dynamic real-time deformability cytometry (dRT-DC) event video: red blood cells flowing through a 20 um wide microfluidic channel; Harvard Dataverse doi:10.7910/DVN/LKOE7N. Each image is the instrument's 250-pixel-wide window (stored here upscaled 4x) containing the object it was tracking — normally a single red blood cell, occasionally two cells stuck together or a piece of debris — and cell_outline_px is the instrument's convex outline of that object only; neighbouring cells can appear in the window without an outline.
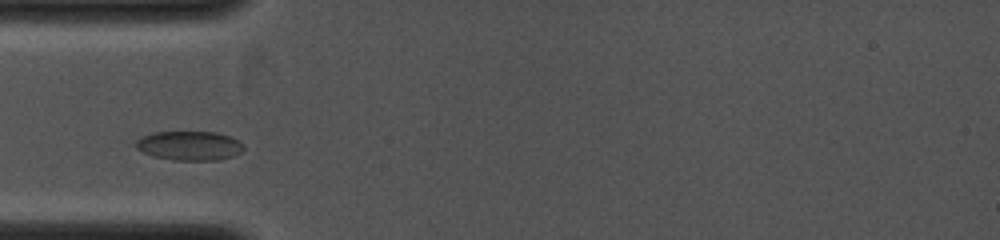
{"species": "common noctule bat (a hibernating species)", "species_latin": "Nyctalus noctula", "temperature_condition": "cold", "stored_images_in_passage": 28, "camera_frame_rate_fps": 4000, "um_per_image_px": 0.085, "animal": {"sex": "female", "body_mass_g": 19.0, "forearm_length_mm": 53.3}, "frame": {"image": 1, "passage_image": 8, "time_ms": 1.5, "image_size_px": [1000, 240], "cell_outline_px": [[244, 148], [240, 152], [232, 156], [220, 160], [176, 160], [152, 156], [136, 148], [136, 140], [140, 136], [156, 132], [216, 132], [228, 136], [244, 144]], "centroid_in_image_um": [16.09, 12.38], "position_along_channel_um": 68.9, "area_um2": 18.26}}
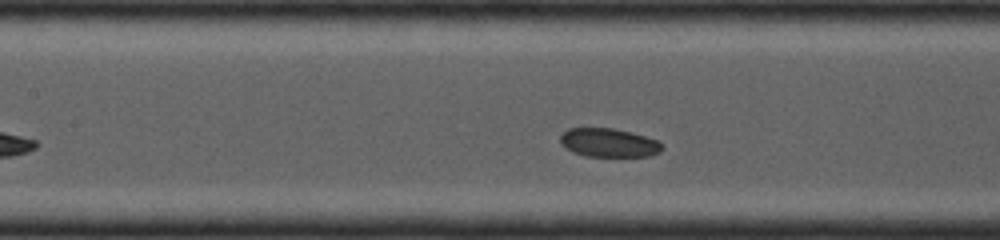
{"frame": {"image": 2, "passage_image": 17, "time_ms": 3.25, "image_size_px": [1000, 240], "cell_outline_px": [[660, 152], [648, 156], [584, 156], [572, 152], [564, 148], [560, 144], [560, 136], [568, 128], [612, 128], [632, 132], [660, 140]], "centroid_in_image_um": [51.71, 12.13], "position_along_channel_um": 155.7, "area_um2": 17.11}}
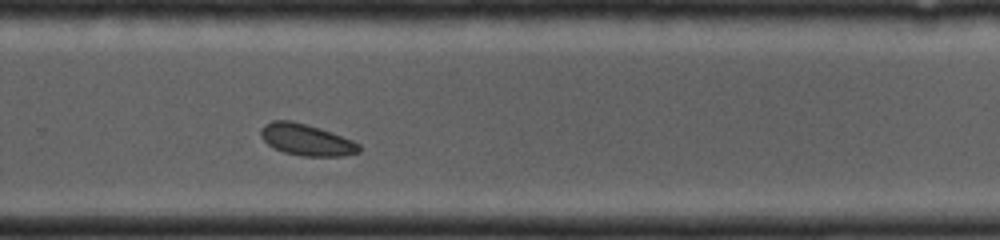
{"frame": {"image": 3, "passage_image": 28, "time_ms": 6.25, "image_size_px": [1000, 240], "cell_outline_px": [[360, 152], [344, 156], [300, 156], [284, 152], [268, 144], [260, 136], [260, 128], [264, 124], [272, 120], [288, 120], [320, 128], [332, 132], [352, 140], [360, 144]], "centroid_in_image_um": [26.04, 11.88], "position_along_channel_um": 303.8, "area_um2": 18.03}}